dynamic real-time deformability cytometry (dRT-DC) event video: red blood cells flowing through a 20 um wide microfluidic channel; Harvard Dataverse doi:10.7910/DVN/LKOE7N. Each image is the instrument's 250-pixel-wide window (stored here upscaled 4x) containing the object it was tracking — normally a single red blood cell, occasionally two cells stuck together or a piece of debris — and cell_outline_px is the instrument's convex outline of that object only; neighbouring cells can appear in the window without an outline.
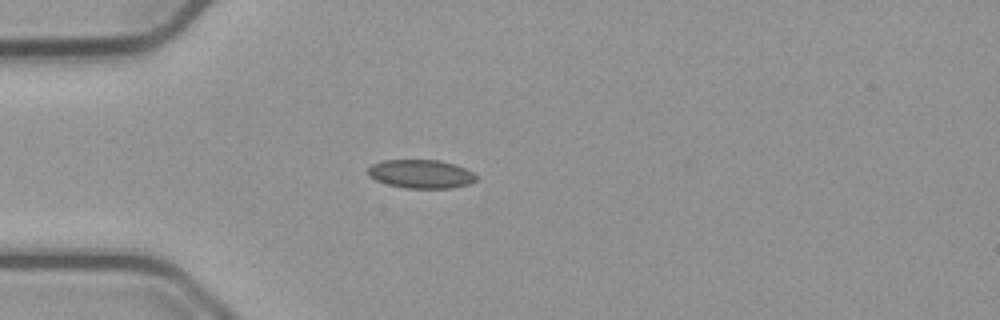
{"species": "common noctule bat (a hibernating species)", "species_latin": "Nyctalus noctula", "temperature_condition": "cold", "stored_images_in_passage": 40, "camera_frame_rate_fps": 3000, "um_per_image_px": 0.085, "animal": {"sex": "male", "body_mass_g": 23.1, "forearm_length_mm": 52.7}, "frame": {"image": 1, "passage_image": 1, "time_ms": 0.0, "image_size_px": [1000, 320], "cell_outline_px": [[476, 180], [468, 184], [452, 188], [404, 188], [388, 184], [376, 180], [368, 176], [368, 168], [372, 164], [384, 160], [440, 160], [464, 168], [472, 172], [476, 176]], "centroid_in_image_um": [35.75, 14.79], "position_along_channel_um": 49.2, "area_um2": 17.92}}
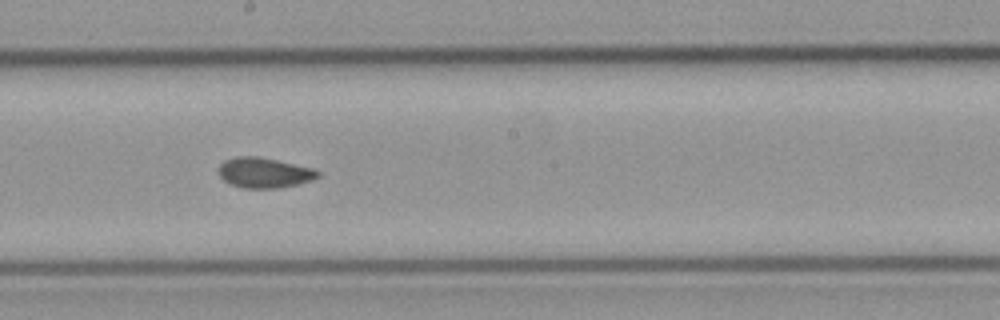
{"frame": {"image": 2, "passage_image": 16, "time_ms": 5.0, "image_size_px": [1000, 320], "cell_outline_px": [[320, 176], [312, 180], [300, 184], [280, 188], [240, 188], [224, 180], [220, 176], [220, 164], [224, 160], [236, 156], [256, 156], [276, 160], [312, 168], [320, 172]], "centroid_in_image_um": [22.47, 14.69], "position_along_channel_um": 225.7, "area_um2": 17.46}}
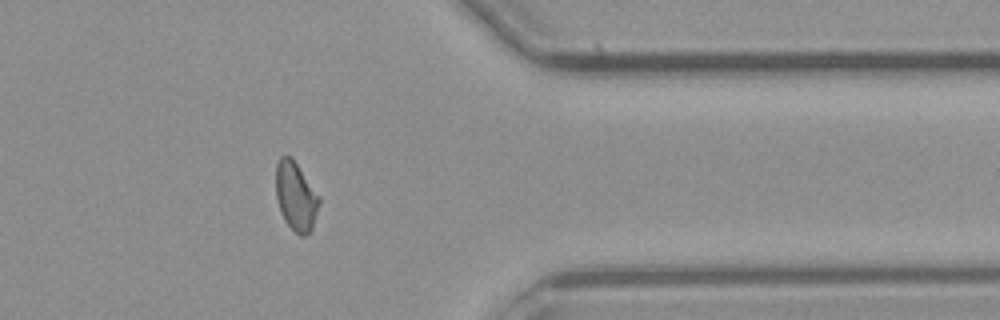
{"frame": {"image": 3, "passage_image": 30, "time_ms": 9.667, "image_size_px": [1000, 320], "cell_outline_px": [[320, 200], [312, 228], [304, 236], [300, 236], [284, 220], [276, 196], [276, 164], [280, 156], [292, 156], [320, 196]], "centroid_in_image_um": [25.15, 16.64], "position_along_channel_um": 386.3, "area_um2": 17.22}, "authors_computed_cell_mechanics": {"area_um2": 17.2244, "velocity_mm_per_s": 3.7732, "shape_relaxation_time_tau1_ms": null, "shape_relaxation_time_tau2_ms": 1.0953, "deformation_change_tau1": null, "deformation_change_tau2": 0.0525}}